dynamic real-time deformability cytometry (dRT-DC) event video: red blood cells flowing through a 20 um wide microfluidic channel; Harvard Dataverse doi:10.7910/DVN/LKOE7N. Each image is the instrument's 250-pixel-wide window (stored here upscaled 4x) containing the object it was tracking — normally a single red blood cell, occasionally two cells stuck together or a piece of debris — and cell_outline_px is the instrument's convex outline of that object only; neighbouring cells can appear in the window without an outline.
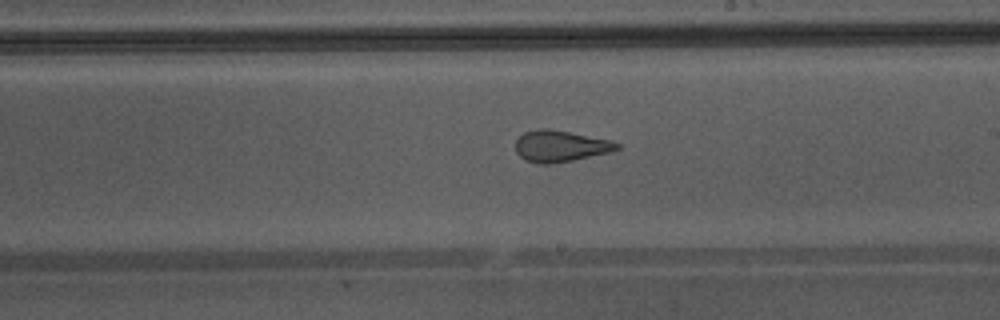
{"species": "Egyptian fruit bat (a non-hibernating species)", "species_latin": "Rousettus aegyptiacus", "temperature_condition": "warm", "stored_images_in_passage": 24, "camera_frame_rate_fps": 3000, "um_per_image_px": 0.085, "animal": {"sex": "male"}, "frame": {"image": 1, "passage_image": 14, "time_ms": 4.333, "image_size_px": [1000, 320], "cell_outline_px": [[620, 148], [612, 152], [552, 164], [540, 164], [524, 160], [516, 152], [516, 140], [524, 132], [540, 128], [548, 128], [612, 140], [620, 144]], "centroid_in_image_um": [47.64, 12.42], "position_along_channel_um": 241.4, "area_um2": 18.67}}